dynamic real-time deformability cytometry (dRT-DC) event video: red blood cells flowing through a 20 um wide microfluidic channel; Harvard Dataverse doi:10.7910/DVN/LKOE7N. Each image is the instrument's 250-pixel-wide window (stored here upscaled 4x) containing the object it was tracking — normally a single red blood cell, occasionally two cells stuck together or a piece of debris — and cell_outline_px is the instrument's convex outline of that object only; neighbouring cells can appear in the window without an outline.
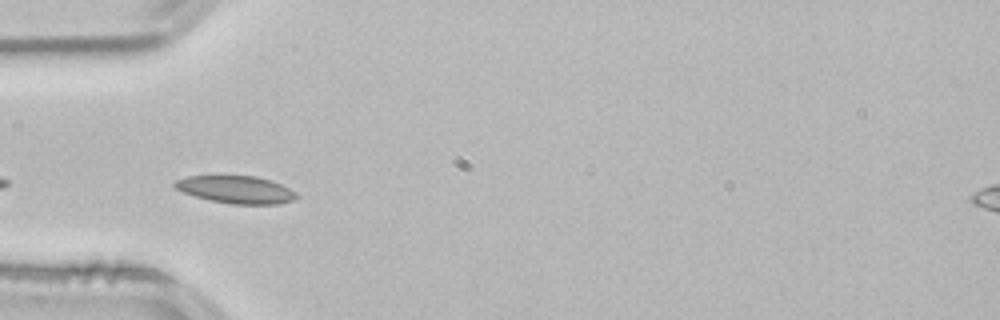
{"species": "common noctule bat (a hibernating species)", "species_latin": "Nyctalus noctula", "temperature_condition": "room temperature", "stored_images_in_passage": 6, "camera_frame_rate_fps": 3000, "um_per_image_px": 0.085, "animal": {"sex": "male", "body_mass_g": 21.5, "forearm_length_mm": 52.0}, "frame": {"image": 1, "passage_image": 2, "time_ms": 0.333, "image_size_px": [1000, 320], "cell_outline_px": [[300, 196], [292, 200], [276, 204], [232, 204], [212, 200], [196, 196], [184, 192], [176, 188], [172, 184], [176, 180], [188, 176], [256, 176], [272, 180], [296, 192]], "centroid_in_image_um": [20.09, 16.11], "position_along_channel_um": 64.9, "area_um2": 19.31}}